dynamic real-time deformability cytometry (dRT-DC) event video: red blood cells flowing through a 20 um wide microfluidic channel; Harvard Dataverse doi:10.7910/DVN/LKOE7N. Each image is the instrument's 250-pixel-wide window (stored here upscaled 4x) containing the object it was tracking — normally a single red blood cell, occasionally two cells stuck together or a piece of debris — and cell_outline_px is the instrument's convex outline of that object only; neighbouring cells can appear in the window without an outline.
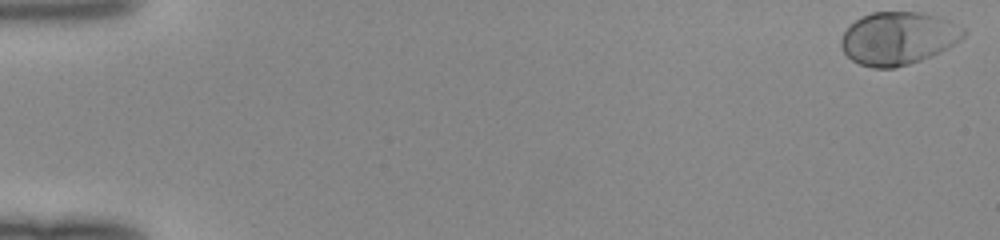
{"species": "human", "species_latin": "Homo sapiens", "temperature_condition": "room temperature", "stored_images_in_passage": 50, "camera_frame_rate_fps": 3000, "um_per_image_px": 0.085, "donor": {"sex": "female"}, "frame": {"image": 1, "passage_image": 1, "time_ms": 0.0, "image_size_px": [1000, 240], "cell_outline_px": [[968, 32], [960, 40], [948, 48], [932, 56], [908, 64], [892, 68], [872, 68], [860, 64], [852, 60], [840, 48], [840, 40], [844, 32], [860, 16], [872, 12], [920, 12], [936, 16], [948, 20], [964, 28]], "centroid_in_image_um": [76.34, 3.25], "position_along_channel_um": 8.7, "area_um2": 37.74}}
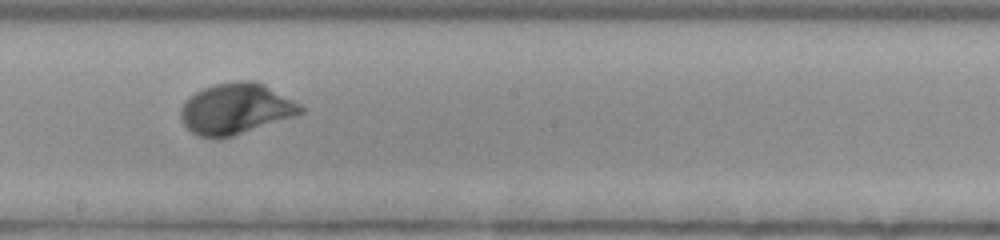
{"frame": {"image": 2, "passage_image": 29, "time_ms": 9.333, "image_size_px": [1000, 240], "cell_outline_px": [[304, 112], [296, 116], [232, 136], [216, 140], [200, 136], [192, 132], [184, 124], [180, 116], [180, 108], [184, 100], [196, 92], [204, 88], [216, 84], [240, 80], [256, 80], [264, 84], [300, 104], [304, 108]], "centroid_in_image_um": [20.03, 9.25], "position_along_channel_um": 228.2, "area_um2": 35.66}}
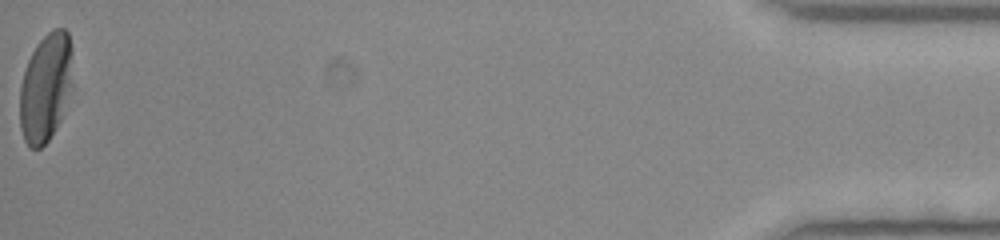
{"frame": {"image": 3, "passage_image": 50, "time_ms": 16.333, "image_size_px": [1000, 240], "cell_outline_px": [[72, 88], [60, 120], [48, 140], [40, 148], [28, 148], [24, 140], [20, 128], [20, 84], [28, 60], [36, 44], [52, 28], [64, 28], [68, 32], [72, 48]], "centroid_in_image_um": [3.89, 7.41], "position_along_channel_um": 431.3, "area_um2": 33.7}}